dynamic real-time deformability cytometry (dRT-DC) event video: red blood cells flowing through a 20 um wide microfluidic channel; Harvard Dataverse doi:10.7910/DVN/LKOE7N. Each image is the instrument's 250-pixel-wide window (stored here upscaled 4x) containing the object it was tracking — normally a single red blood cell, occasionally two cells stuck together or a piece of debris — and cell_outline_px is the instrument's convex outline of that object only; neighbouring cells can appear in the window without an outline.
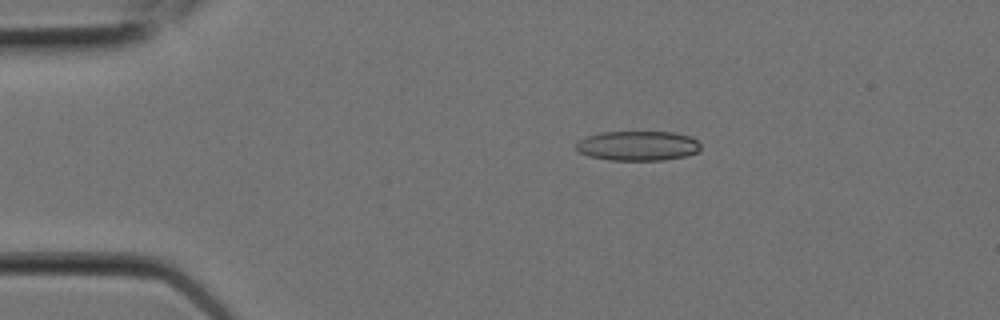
{"species": "Egyptian fruit bat (a non-hibernating species)", "species_latin": "Rousettus aegyptiacus", "temperature_condition": "room temperature", "stored_images_in_passage": 6, "camera_frame_rate_fps": 3000, "um_per_image_px": 0.085, "animal": {"sex": "female"}, "frame": {"image": 1, "passage_image": 3, "time_ms": 0.667, "image_size_px": [1000, 320], "cell_outline_px": [[700, 148], [696, 152], [684, 156], [664, 160], [608, 160], [588, 156], [580, 152], [576, 148], [576, 140], [600, 132], [672, 132], [692, 136], [700, 144]], "centroid_in_image_um": [54.19, 12.39], "position_along_channel_um": 30.8, "area_um2": 21.62}}
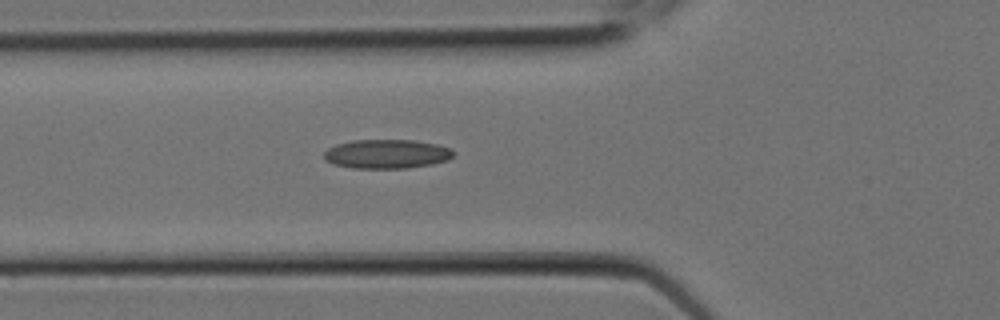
{"frame": {"image": 2, "passage_image": 6, "time_ms": 1.667, "image_size_px": [1000, 320], "cell_outline_px": [[456, 152], [448, 160], [432, 164], [408, 168], [352, 168], [332, 164], [324, 160], [324, 152], [328, 148], [336, 144], [352, 140], [416, 140], [436, 144], [452, 148]], "centroid_in_image_um": [32.87, 13.08], "position_along_channel_um": 92.9, "area_um2": 22.2}}